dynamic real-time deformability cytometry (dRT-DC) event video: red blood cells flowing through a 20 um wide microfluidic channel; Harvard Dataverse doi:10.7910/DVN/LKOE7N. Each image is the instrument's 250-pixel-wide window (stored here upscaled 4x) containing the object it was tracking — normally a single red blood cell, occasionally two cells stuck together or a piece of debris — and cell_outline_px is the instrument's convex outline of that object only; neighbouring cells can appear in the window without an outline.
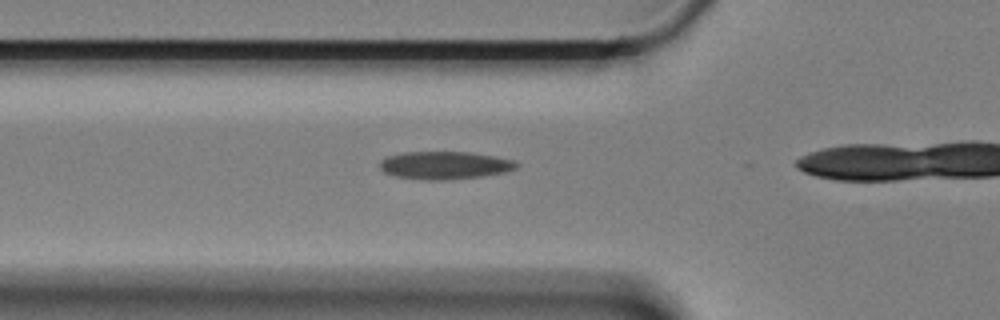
{"species": "Egyptian fruit bat (a non-hibernating species)", "species_latin": "Rousettus aegyptiacus", "temperature_condition": "cold", "stored_images_in_passage": 31, "camera_frame_rate_fps": 3000, "um_per_image_px": 0.085, "animal": {"sex": "female"}, "frame": {"image": 1, "passage_image": 2, "time_ms": 0.333, "image_size_px": [1000, 320], "cell_outline_px": [[520, 164], [516, 168], [504, 172], [484, 176], [448, 180], [420, 180], [396, 176], [384, 172], [380, 168], [380, 160], [388, 156], [404, 152], [468, 152], [492, 156], [512, 160]], "centroid_in_image_um": [37.78, 14.06], "position_along_channel_um": 88.0, "area_um2": 22.14}}
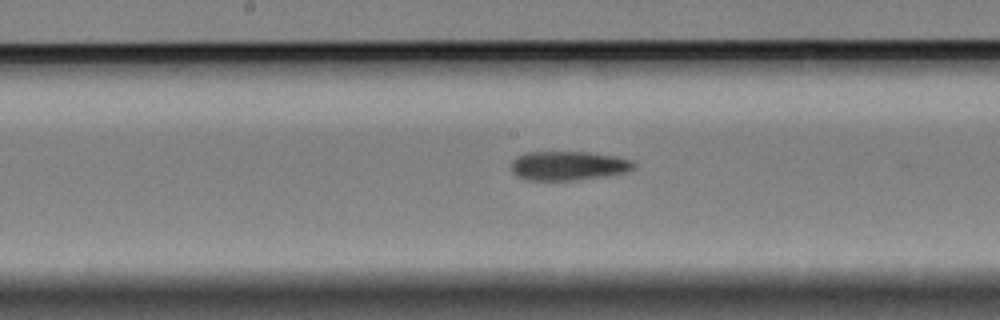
{"frame": {"image": 2, "passage_image": 12, "time_ms": 3.667, "image_size_px": [1000, 320], "cell_outline_px": [[636, 168], [628, 172], [580, 180], [528, 180], [516, 176], [512, 172], [512, 160], [516, 156], [524, 152], [588, 152], [616, 156], [632, 160], [636, 164]], "centroid_in_image_um": [48.32, 14.08], "position_along_channel_um": 199.9, "area_um2": 21.1}}
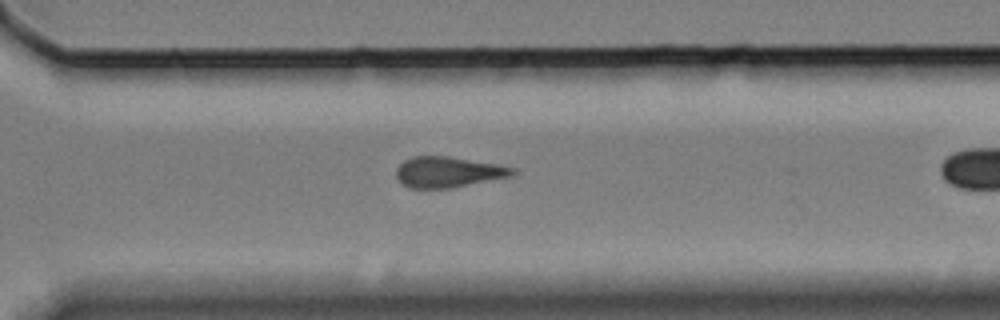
{"frame": {"image": 3, "passage_image": 24, "time_ms": 7.667, "image_size_px": [1000, 320], "cell_outline_px": [[516, 172], [512, 176], [452, 188], [408, 188], [400, 184], [396, 176], [396, 168], [404, 160], [412, 156], [448, 156], [500, 164], [512, 168]], "centroid_in_image_um": [38.06, 14.62], "position_along_channel_um": 332.5, "area_um2": 21.04}}